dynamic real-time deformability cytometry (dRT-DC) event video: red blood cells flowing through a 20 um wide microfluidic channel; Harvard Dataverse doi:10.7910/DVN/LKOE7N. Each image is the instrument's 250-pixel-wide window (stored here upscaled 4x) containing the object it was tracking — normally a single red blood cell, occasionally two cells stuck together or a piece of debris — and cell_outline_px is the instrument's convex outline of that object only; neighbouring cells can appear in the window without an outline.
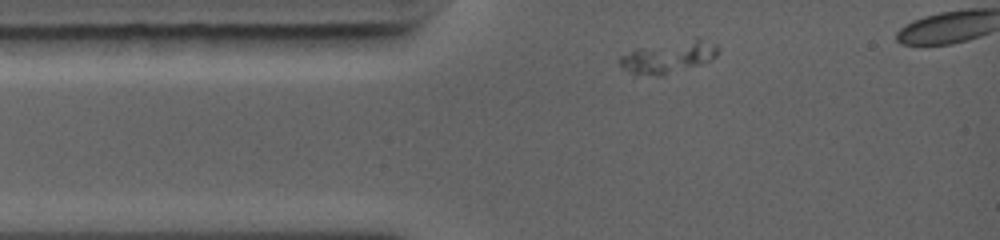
{"species": "common noctule bat (a hibernating species)", "species_latin": "Nyctalus noctula", "temperature_condition": "warm", "stored_images_in_passage": 25, "camera_frame_rate_fps": 5000, "um_per_image_px": 0.085, "animal": {"sex": "female", "body_mass_g": 19.0, "forearm_length_mm": 56.7}, "frame": {"image": 1, "passage_image": 1, "time_ms": 0.0, "image_size_px": [1000, 240], "cell_outline_px": [[720, 48], [716, 56], [700, 64], [664, 76], [636, 76], [624, 68], [616, 60], [620, 56], [636, 48], [696, 36], [700, 36], [716, 44]], "centroid_in_image_um": [56.83, 4.82], "position_along_channel_um": 28.2, "area_um2": 19.07}}
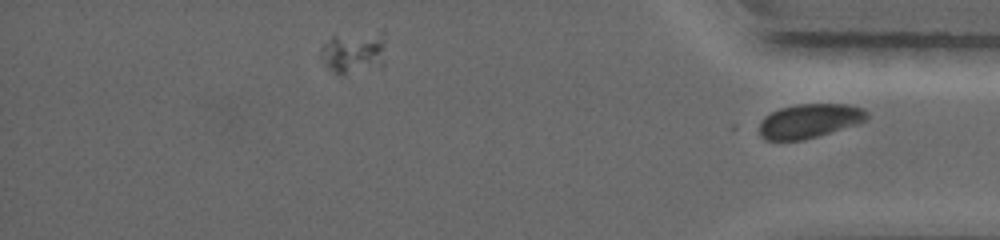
{"frame": {"image": 2, "passage_image": 25, "time_ms": 4.8, "image_size_px": [1000, 240], "cell_outline_px": [[868, 120], [860, 124], [804, 140], [764, 140], [760, 136], [760, 120], [764, 116], [780, 108], [796, 104], [848, 104], [864, 108], [868, 112]], "centroid_in_image_um": [68.84, 10.28], "position_along_channel_um": 366.4, "area_um2": 21.79}}